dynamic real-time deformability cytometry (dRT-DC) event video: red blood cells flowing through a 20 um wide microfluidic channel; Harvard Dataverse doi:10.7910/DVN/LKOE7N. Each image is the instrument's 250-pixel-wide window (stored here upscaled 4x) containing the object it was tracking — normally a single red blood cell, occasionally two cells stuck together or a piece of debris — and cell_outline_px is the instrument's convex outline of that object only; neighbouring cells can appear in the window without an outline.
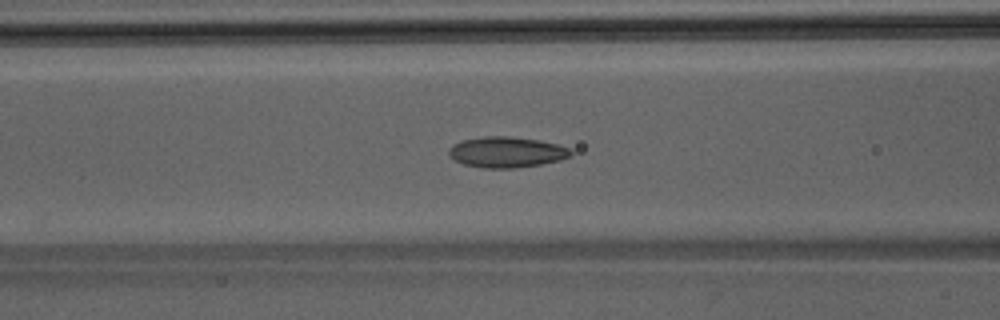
{"species": "Egyptian fruit bat (a non-hibernating species)", "species_latin": "Rousettus aegyptiacus", "temperature_condition": "room temperature", "stored_images_in_passage": 30, "camera_frame_rate_fps": 3000, "um_per_image_px": 0.085, "animal": {"sex": "male"}, "frame": {"image": 1, "passage_image": 5, "time_ms": 1.333, "image_size_px": [1000, 320], "cell_outline_px": [[572, 156], [560, 160], [540, 164], [512, 168], [480, 168], [464, 164], [456, 160], [448, 152], [448, 148], [452, 144], [460, 140], [484, 136], [508, 136], [540, 140], [572, 148]], "centroid_in_image_um": [43.07, 12.92], "position_along_channel_um": 123.5, "area_um2": 21.96}}
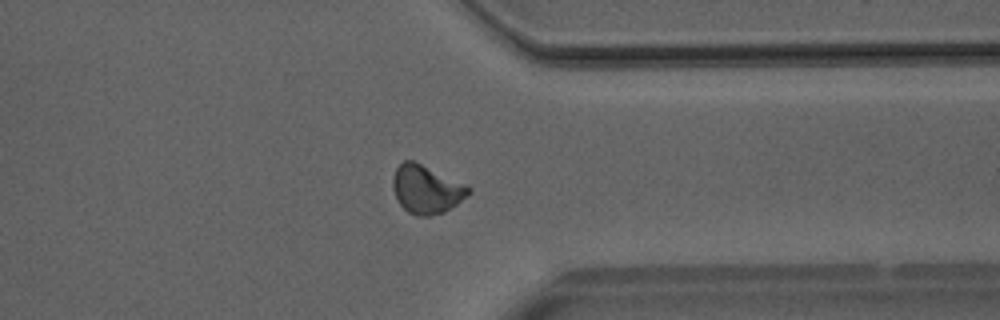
{"frame": {"image": 2, "passage_image": 23, "time_ms": 7.333, "image_size_px": [1000, 320], "cell_outline_px": [[472, 192], [468, 196], [444, 212], [428, 216], [416, 216], [408, 212], [396, 200], [392, 188], [392, 176], [396, 168], [404, 160], [412, 160], [464, 184], [472, 188]], "centroid_in_image_um": [36.21, 16.11], "position_along_channel_um": 375.2, "area_um2": 21.21}}
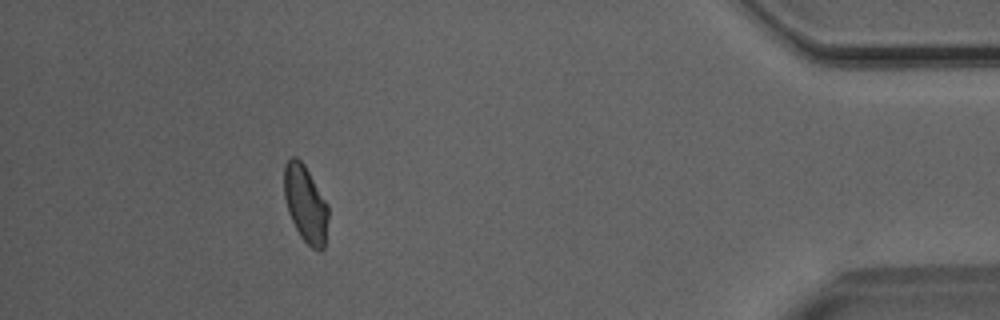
{"frame": {"image": 3, "passage_image": 29, "time_ms": 9.333, "image_size_px": [1000, 320], "cell_outline_px": [[328, 220], [324, 248], [320, 252], [312, 248], [300, 236], [288, 212], [284, 196], [284, 164], [292, 156], [296, 156], [304, 164], [328, 204]], "centroid_in_image_um": [25.97, 17.33], "position_along_channel_um": 409.2, "area_um2": 19.83}}